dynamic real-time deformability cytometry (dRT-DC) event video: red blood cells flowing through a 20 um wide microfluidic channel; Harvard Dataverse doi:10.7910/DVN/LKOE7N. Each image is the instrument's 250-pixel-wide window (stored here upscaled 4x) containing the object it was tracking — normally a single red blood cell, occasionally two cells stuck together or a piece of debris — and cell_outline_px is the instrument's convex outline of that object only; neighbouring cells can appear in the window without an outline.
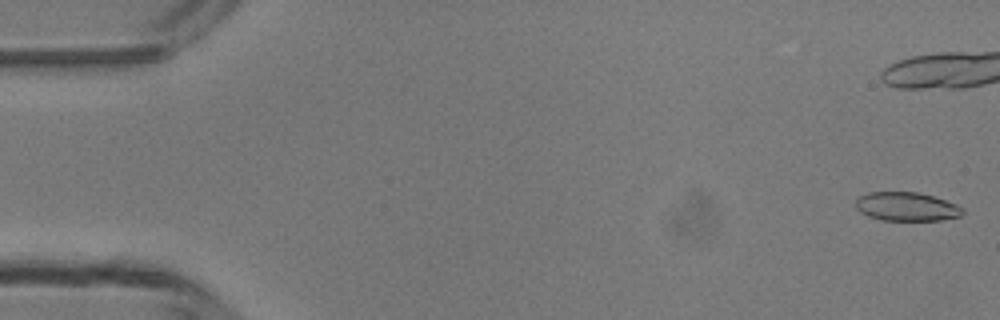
{"species": "common noctule bat (a hibernating species)", "species_latin": "Nyctalus noctula", "temperature_condition": "room temperature", "stored_images_in_passage": 38, "camera_frame_rate_fps": 3000, "um_per_image_px": 0.085, "animal": {"sex": "male", "body_mass_g": 13.3}, "frame": {"image": 1, "passage_image": 1, "time_ms": 0.0, "image_size_px": [1000, 320], "cell_outline_px": [[964, 212], [960, 216], [940, 220], [880, 220], [868, 216], [860, 212], [856, 208], [856, 200], [860, 196], [868, 192], [916, 192], [932, 196], [956, 204], [964, 208]], "centroid_in_image_um": [77.05, 17.56], "position_along_channel_um": 8.0, "area_um2": 17.86}}